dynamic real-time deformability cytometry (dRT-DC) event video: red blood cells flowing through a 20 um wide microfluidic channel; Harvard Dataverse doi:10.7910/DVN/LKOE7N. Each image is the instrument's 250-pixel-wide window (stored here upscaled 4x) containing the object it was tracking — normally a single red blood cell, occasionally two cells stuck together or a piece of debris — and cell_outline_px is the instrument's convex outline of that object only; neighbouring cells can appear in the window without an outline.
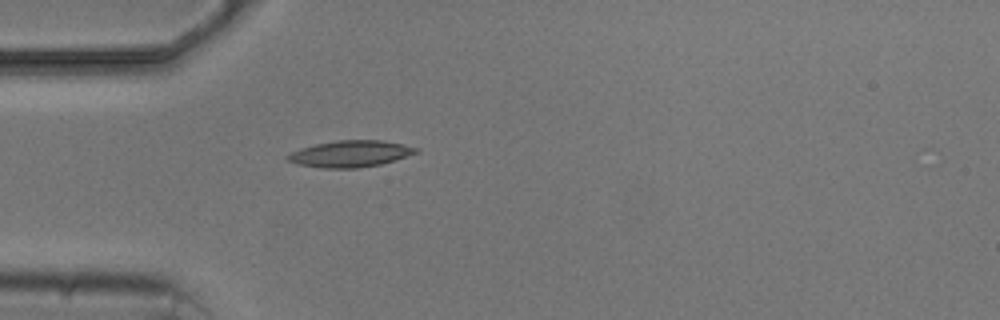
{"species": "common noctule bat (a hibernating species)", "species_latin": "Nyctalus noctula", "temperature_condition": "cold", "stored_images_in_passage": 3, "camera_frame_rate_fps": 3000, "um_per_image_px": 0.085, "animal": {"sex": "male", "body_mass_g": 20.5, "forearm_length_mm": 52.5}, "frame": {"image": 1, "passage_image": 3, "time_ms": 2.333, "image_size_px": [1000, 320], "cell_outline_px": [[420, 152], [380, 164], [356, 168], [320, 168], [300, 164], [288, 160], [284, 156], [300, 148], [316, 144], [336, 140], [384, 140], [420, 148]], "centroid_in_image_um": [29.8, 13.06], "position_along_channel_um": 55.2, "area_um2": 19.77}}